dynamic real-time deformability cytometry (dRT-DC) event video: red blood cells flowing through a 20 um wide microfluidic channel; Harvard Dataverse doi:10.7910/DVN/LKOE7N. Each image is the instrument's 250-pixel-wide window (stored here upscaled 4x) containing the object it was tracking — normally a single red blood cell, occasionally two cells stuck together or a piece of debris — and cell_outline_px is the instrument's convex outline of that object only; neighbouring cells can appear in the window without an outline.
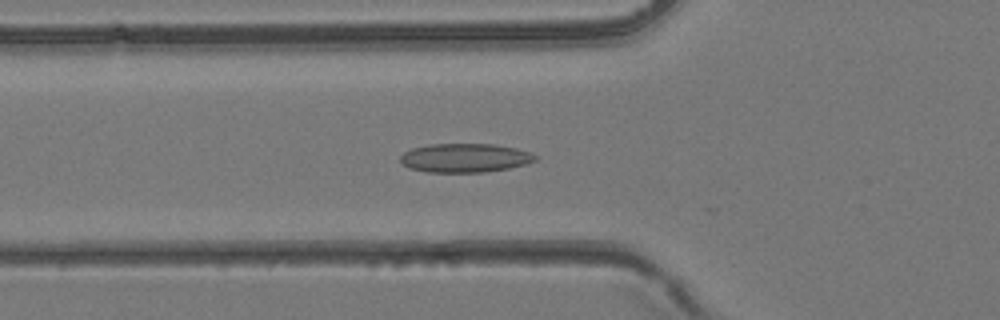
{"species": "common noctule bat (a hibernating species)", "species_latin": "Nyctalus noctula", "temperature_condition": "room temperature", "stored_images_in_passage": 39, "camera_frame_rate_fps": 3000, "um_per_image_px": 0.085, "animal": {"sex": "female", "body_mass_g": 24.6, "forearm_length_mm": 56.2}, "frame": {"image": 1, "passage_image": 16, "time_ms": 5.0, "image_size_px": [1000, 320], "cell_outline_px": [[536, 160], [524, 164], [508, 168], [484, 172], [428, 172], [408, 168], [400, 164], [400, 156], [404, 152], [412, 148], [428, 144], [496, 144], [516, 148], [528, 152], [536, 156]], "centroid_in_image_um": [39.45, 13.42], "position_along_channel_um": 86.3, "area_um2": 22.72}}
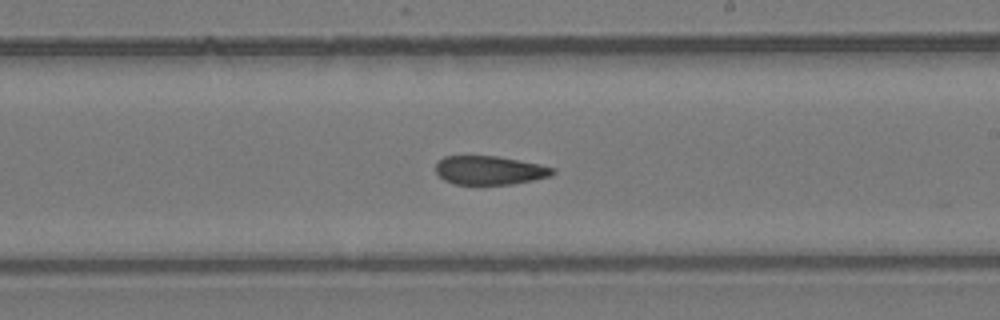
{"frame": {"image": 2, "passage_image": 26, "time_ms": 8.333, "image_size_px": [1000, 320], "cell_outline_px": [[556, 172], [548, 176], [532, 180], [512, 184], [452, 184], [444, 180], [436, 172], [436, 164], [444, 156], [496, 156], [540, 164], [556, 168]], "centroid_in_image_um": [41.61, 14.47], "position_along_channel_um": 247.4, "area_um2": 19.48}}
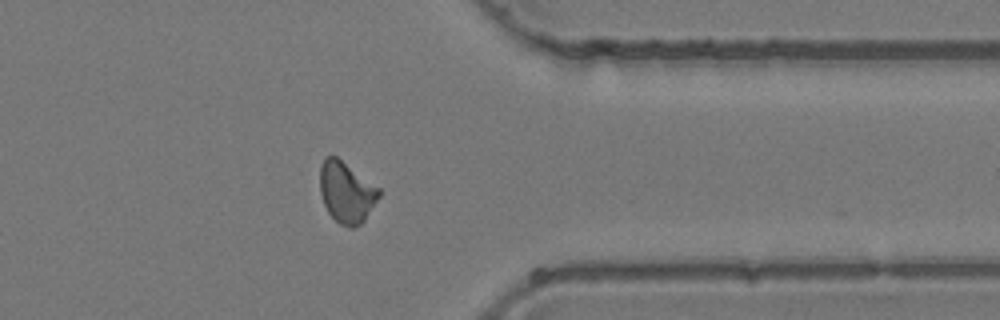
{"frame": {"image": 3, "passage_image": 35, "time_ms": 11.333, "image_size_px": [1000, 320], "cell_outline_px": [[380, 196], [364, 220], [360, 224], [352, 228], [348, 228], [340, 224], [328, 212], [324, 204], [320, 192], [320, 168], [324, 156], [336, 156], [380, 188]], "centroid_in_image_um": [29.44, 16.34], "position_along_channel_um": 382.0, "area_um2": 20.92}}